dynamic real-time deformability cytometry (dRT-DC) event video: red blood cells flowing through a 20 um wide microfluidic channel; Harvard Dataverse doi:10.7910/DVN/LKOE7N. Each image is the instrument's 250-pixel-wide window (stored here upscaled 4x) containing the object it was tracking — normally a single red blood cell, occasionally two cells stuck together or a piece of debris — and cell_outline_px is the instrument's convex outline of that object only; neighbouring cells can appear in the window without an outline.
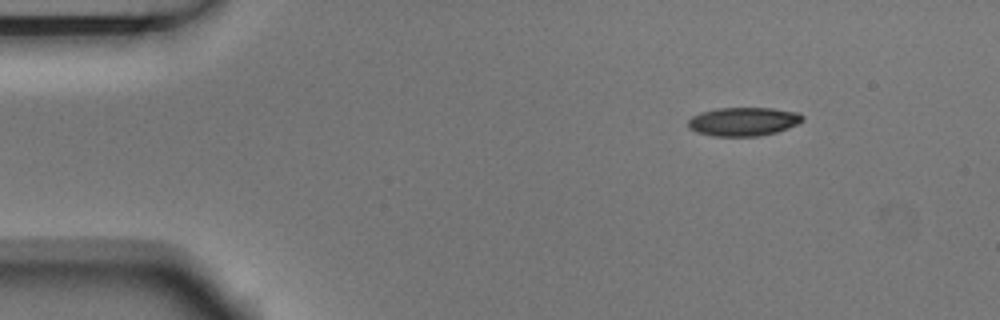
{"species": "Egyptian fruit bat (a non-hibernating species)", "species_latin": "Rousettus aegyptiacus", "temperature_condition": "room temperature", "stored_images_in_passage": 3, "segment_of_instrument_passage": [2, 2], "camera_frame_rate_fps": 3000, "um_per_image_px": 0.085, "animal": {"sex": "male"}, "frame": {"image": 1, "passage_image": 3, "time_ms": 0.667, "image_size_px": [1000, 320], "cell_outline_px": [[804, 120], [788, 128], [776, 132], [756, 136], [712, 136], [696, 132], [688, 128], [688, 120], [692, 116], [700, 112], [716, 108], [772, 108], [796, 112], [804, 116]], "centroid_in_image_um": [63.15, 10.33], "position_along_channel_um": 21.8, "area_um2": 19.13}}